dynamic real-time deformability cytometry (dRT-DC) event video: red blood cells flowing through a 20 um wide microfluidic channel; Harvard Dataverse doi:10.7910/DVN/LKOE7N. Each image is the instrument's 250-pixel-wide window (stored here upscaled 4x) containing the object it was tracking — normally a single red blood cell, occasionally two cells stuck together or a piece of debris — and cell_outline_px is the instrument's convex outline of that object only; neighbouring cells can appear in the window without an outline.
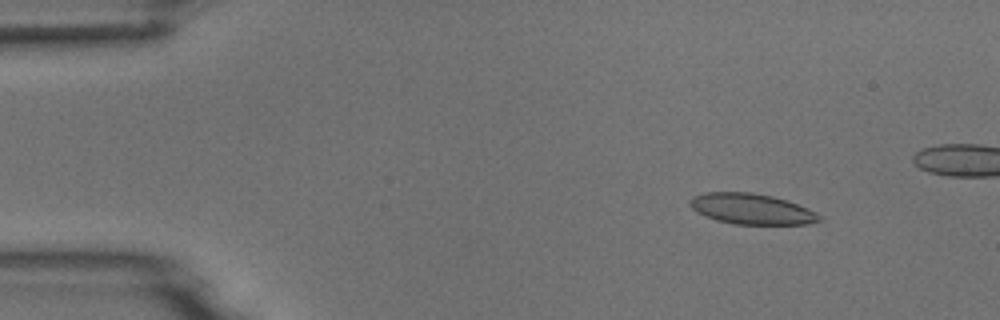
{"species": "common noctule bat (a hibernating species)", "species_latin": "Nyctalus noctula", "temperature_condition": "room temperature", "stored_images_in_passage": 3, "camera_frame_rate_fps": 3000, "um_per_image_px": 0.085, "animal": {"sex": "male", "body_mass_g": 18.8}, "frame": {"image": 1, "passage_image": 1, "time_ms": 0.0, "image_size_px": [1000, 320], "cell_outline_px": [[824, 220], [808, 224], [732, 224], [716, 220], [696, 212], [688, 204], [688, 200], [692, 196], [704, 192], [752, 192], [772, 196], [808, 208], [816, 212]], "centroid_in_image_um": [63.85, 17.76], "position_along_channel_um": 21.2, "area_um2": 23.24}}